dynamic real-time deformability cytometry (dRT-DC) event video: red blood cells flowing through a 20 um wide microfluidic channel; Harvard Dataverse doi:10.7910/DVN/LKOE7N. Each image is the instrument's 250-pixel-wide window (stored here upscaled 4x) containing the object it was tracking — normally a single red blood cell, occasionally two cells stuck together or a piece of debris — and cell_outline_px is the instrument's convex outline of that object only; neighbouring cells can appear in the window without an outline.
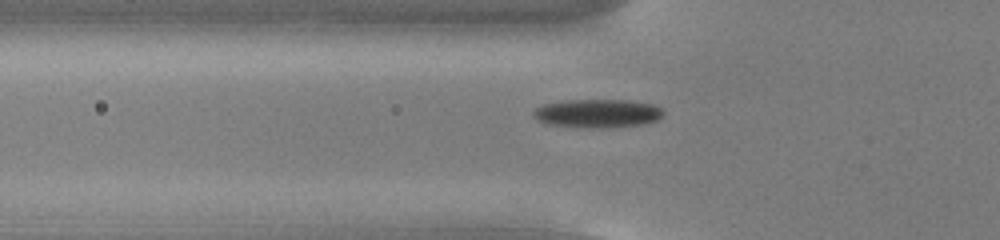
{"species": "common noctule bat (a hibernating species)", "species_latin": "Nyctalus noctula", "temperature_condition": "cold", "stored_images_in_passage": 48, "camera_frame_rate_fps": 3000, "um_per_image_px": 0.085, "animal": {"sex": "male", "body_mass_g": 13.0, "forearm_length_mm": 53.1}, "frame": {"image": 1, "passage_image": 12, "time_ms": 3.667, "image_size_px": [1000, 240], "cell_outline_px": [[664, 112], [656, 120], [644, 124], [600, 128], [548, 124], [536, 120], [532, 116], [532, 112], [536, 108], [544, 104], [568, 100], [624, 100], [652, 104], [660, 108]], "centroid_in_image_um": [50.75, 9.63], "position_along_channel_um": 75.1, "area_um2": 21.27}}
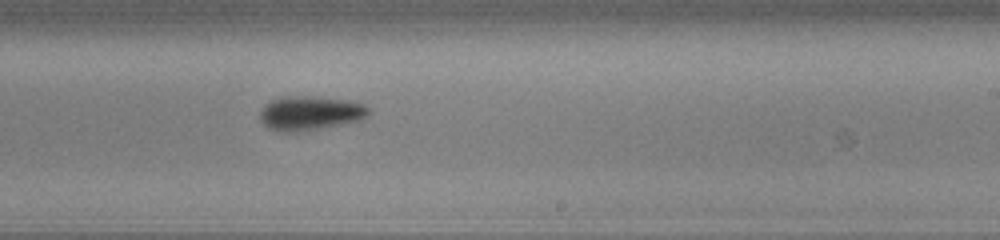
{"frame": {"image": 2, "passage_image": 27, "time_ms": 8.667, "image_size_px": [1000, 240], "cell_outline_px": [[368, 116], [360, 120], [320, 128], [292, 132], [284, 132], [268, 128], [260, 120], [260, 112], [264, 104], [272, 100], [288, 96], [296, 96], [348, 100], [364, 104], [368, 108]], "centroid_in_image_um": [26.33, 9.62], "position_along_channel_um": 262.7, "area_um2": 21.21}}
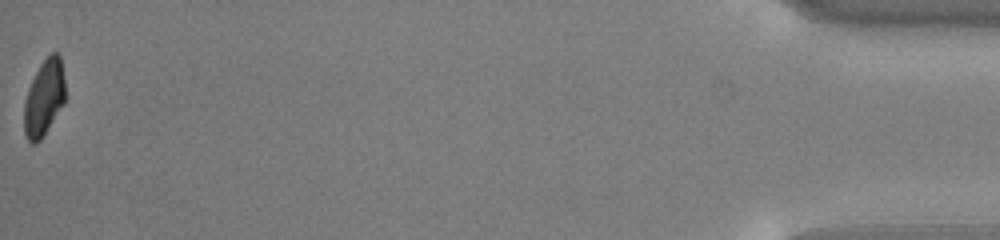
{"frame": {"image": 3, "passage_image": 48, "time_ms": 15.667, "image_size_px": [1000, 240], "cell_outline_px": [[64, 104], [40, 140], [36, 144], [32, 144], [24, 136], [24, 100], [28, 88], [40, 64], [52, 52], [56, 52], [60, 56], [64, 76]], "centroid_in_image_um": [3.73, 8.34], "position_along_channel_um": 431.5, "area_um2": 18.21}, "authors_computed_cell_mechanics": {"area_um2": 20.1144, "velocity_mm_per_s": 3.763, "shape_relaxation_time_tau1_ms": 2.1698, "shape_relaxation_time_tau2_ms": 6.3448, "deformation_change_tau1": 0.1408, "deformation_change_tau2": 0.1183}}